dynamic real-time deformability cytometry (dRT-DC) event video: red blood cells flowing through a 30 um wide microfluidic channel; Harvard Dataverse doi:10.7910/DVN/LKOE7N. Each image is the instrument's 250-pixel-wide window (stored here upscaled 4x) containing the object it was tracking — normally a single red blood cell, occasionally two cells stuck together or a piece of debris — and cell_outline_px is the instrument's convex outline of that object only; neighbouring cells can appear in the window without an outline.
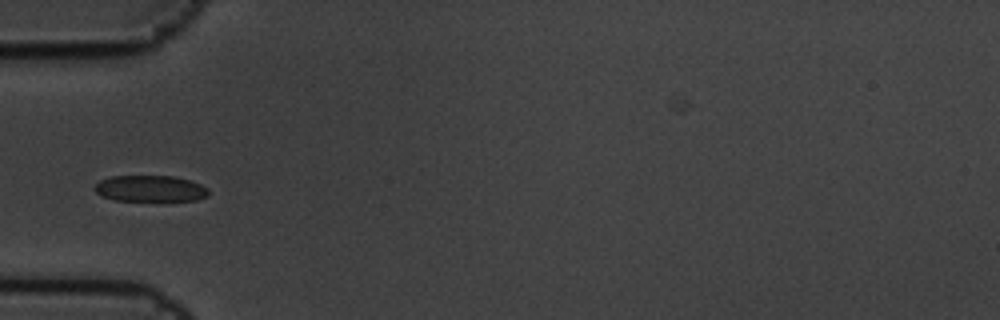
{"species": "common noctule bat (a hibernating species)", "species_latin": "Nyctalus noctula", "temperature_condition": "cold", "stored_images_in_passage": 12, "camera_frame_rate_fps": 3000, "um_per_image_px": 0.085, "animal": {"sex": "male", "body_mass_g": 19.5, "forearm_length_mm": 54.6}, "frame": {"image": 1, "passage_image": 5, "time_ms": 1.333, "image_size_px": [1000, 320], "cell_outline_px": [[208, 196], [196, 200], [116, 200], [104, 196], [96, 192], [92, 188], [100, 180], [112, 176], [172, 176], [188, 180], [200, 184], [208, 188]], "centroid_in_image_um": [12.76, 16.02], "position_along_channel_um": 72.2, "area_um2": 17.17}}
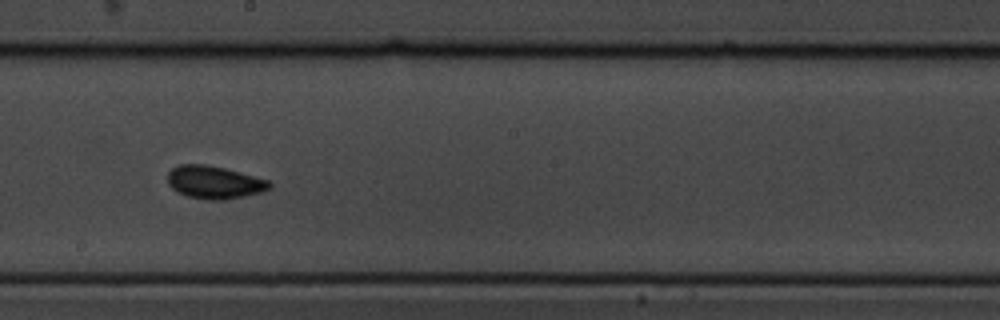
{"frame": {"image": 2, "passage_image": 9, "time_ms": 2.667, "image_size_px": [1000, 320], "cell_outline_px": [[272, 184], [264, 192], [224, 200], [208, 200], [188, 196], [176, 192], [168, 184], [168, 172], [172, 168], [180, 164], [204, 164], [224, 168], [268, 180]], "centroid_in_image_um": [18.19, 15.5], "position_along_channel_um": 230.0, "area_um2": 19.42}}
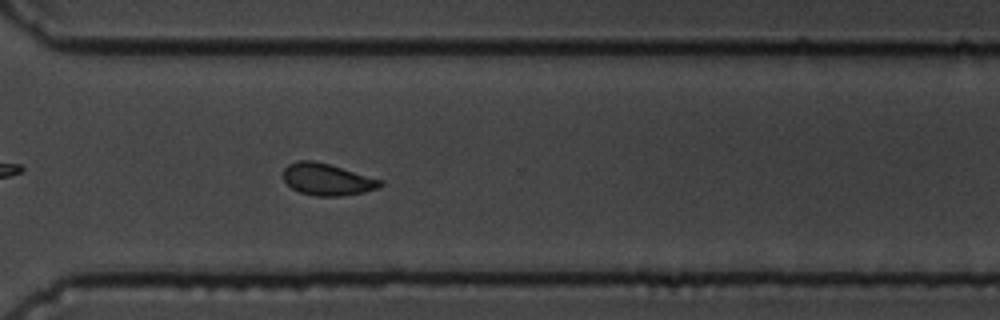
{"frame": {"image": 3, "passage_image": 12, "time_ms": 3.667, "image_size_px": [1000, 320], "cell_outline_px": [[384, 184], [380, 188], [364, 192], [340, 196], [316, 196], [300, 192], [292, 188], [284, 180], [284, 168], [288, 164], [296, 160], [312, 160], [328, 164], [384, 180]], "centroid_in_image_um": [27.84, 15.25], "position_along_channel_um": 342.8, "area_um2": 18.03}}